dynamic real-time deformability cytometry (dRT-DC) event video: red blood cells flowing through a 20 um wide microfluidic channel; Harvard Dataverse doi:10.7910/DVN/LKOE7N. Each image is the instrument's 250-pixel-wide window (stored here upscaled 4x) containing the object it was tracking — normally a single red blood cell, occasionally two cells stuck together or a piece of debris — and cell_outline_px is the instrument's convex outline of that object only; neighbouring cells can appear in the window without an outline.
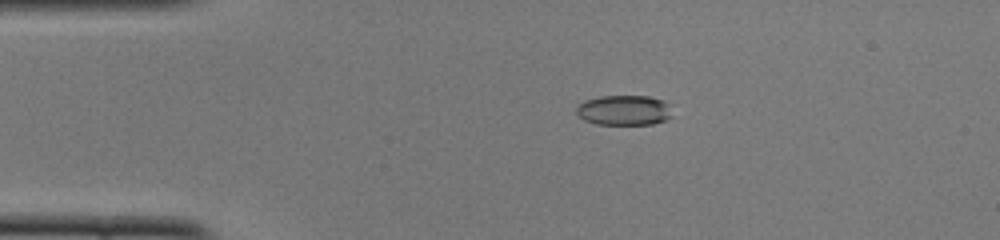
{"species": "common noctule bat (a hibernating species)", "species_latin": "Nyctalus noctula", "temperature_condition": "cold", "stored_images_in_passage": 49, "camera_frame_rate_fps": 3000, "um_per_image_px": 0.085, "animal": {"sex": "female", "body_mass_g": 22.0, "forearm_length_mm": 56.7}, "frame": {"image": 1, "passage_image": 9, "time_ms": 2.667, "image_size_px": [1000, 240], "cell_outline_px": [[672, 116], [664, 120], [652, 124], [596, 124], [584, 120], [576, 112], [576, 108], [584, 100], [600, 96], [648, 96], [664, 100], [668, 104]], "centroid_in_image_um": [53.04, 9.36], "position_along_channel_um": 32.0, "area_um2": 16.76}}
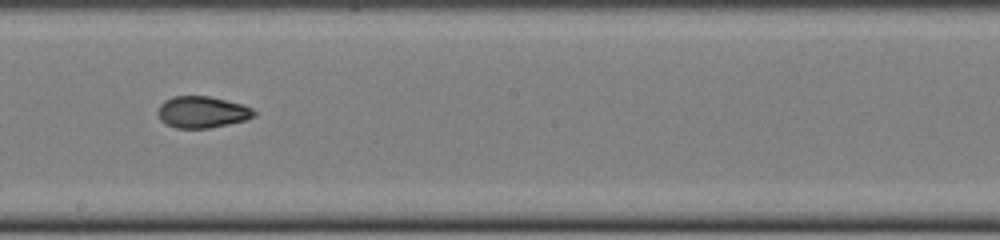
{"frame": {"image": 2, "passage_image": 27, "time_ms": 8.667, "image_size_px": [1000, 240], "cell_outline_px": [[256, 116], [244, 120], [228, 124], [208, 128], [176, 128], [164, 124], [160, 120], [156, 112], [160, 104], [164, 100], [172, 96], [208, 96], [240, 104], [252, 108], [256, 112]], "centroid_in_image_um": [17.12, 9.53], "position_along_channel_um": 231.1, "area_um2": 17.74}}
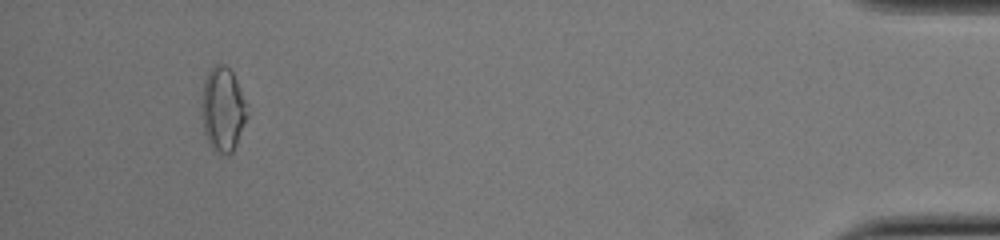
{"frame": {"image": 3, "passage_image": 46, "time_ms": 15.0, "image_size_px": [1000, 240], "cell_outline_px": [[248, 116], [236, 144], [232, 152], [228, 156], [220, 156], [212, 148], [204, 132], [204, 80], [208, 72], [216, 64], [224, 64], [232, 72], [248, 104]], "centroid_in_image_um": [19.0, 9.33], "position_along_channel_um": 416.2, "area_um2": 21.96}, "authors_computed_cell_mechanics": {"area_um2": 17.8024, "velocity_mm_per_s": 4.0162, "shape_relaxation_time_tau1_ms": 3.5469, "shape_relaxation_time_tau2_ms": 2.6566, "deformation_change_tau1": 0.1476, "deformation_change_tau2": 0.0665}}